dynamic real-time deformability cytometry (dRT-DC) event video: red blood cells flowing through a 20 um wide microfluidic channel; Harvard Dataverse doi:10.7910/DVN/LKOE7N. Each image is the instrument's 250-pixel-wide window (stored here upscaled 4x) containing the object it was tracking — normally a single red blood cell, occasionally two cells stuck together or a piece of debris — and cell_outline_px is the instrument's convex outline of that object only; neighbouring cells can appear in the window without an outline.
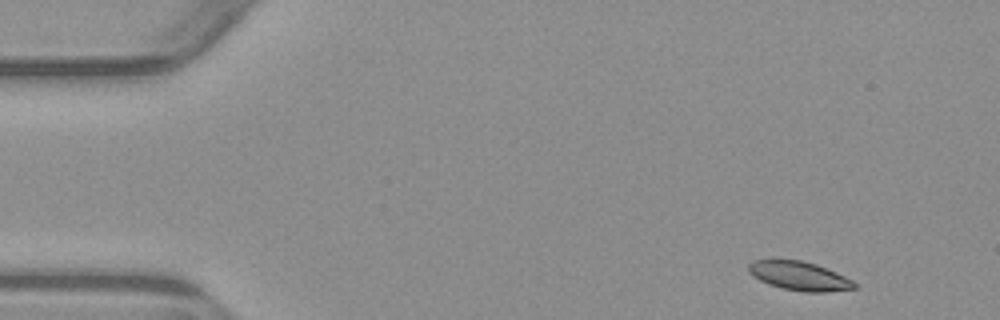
{"species": "common noctule bat (a hibernating species)", "species_latin": "Nyctalus noctula", "temperature_condition": "warm", "stored_images_in_passage": 3, "camera_frame_rate_fps": 3000, "um_per_image_px": 0.085, "animal": {"sex": "male", "body_mass_g": 23.1, "forearm_length_mm": 52.7}, "frame": {"image": 1, "passage_image": 1, "time_ms": 0.0, "image_size_px": [1000, 320], "cell_outline_px": [[856, 288], [824, 292], [804, 292], [784, 288], [768, 284], [752, 276], [748, 272], [748, 264], [752, 260], [800, 260], [816, 264], [836, 272], [852, 280], [856, 284]], "centroid_in_image_um": [67.92, 23.45], "position_along_channel_um": 17.1, "area_um2": 17.69}}
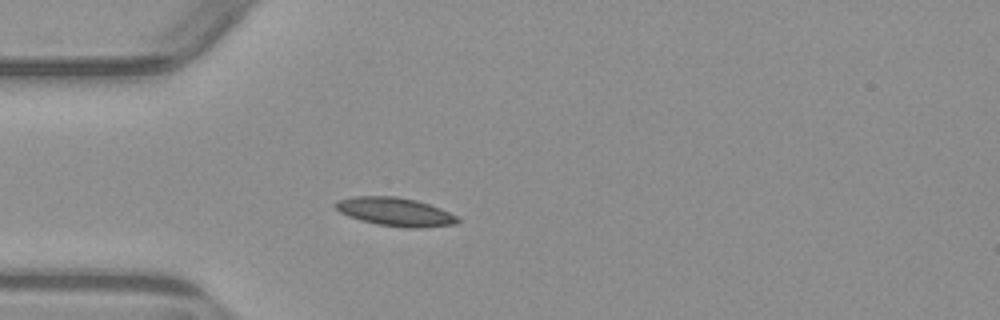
{"frame": {"image": 2, "passage_image": 3, "time_ms": 3.333, "image_size_px": [1000, 320], "cell_outline_px": [[460, 220], [456, 224], [424, 228], [404, 228], [376, 224], [360, 220], [348, 216], [340, 212], [332, 204], [336, 200], [352, 196], [396, 196], [416, 200], [440, 208], [456, 216]], "centroid_in_image_um": [33.56, 18.0], "position_along_channel_um": 51.4, "area_um2": 20.46}}